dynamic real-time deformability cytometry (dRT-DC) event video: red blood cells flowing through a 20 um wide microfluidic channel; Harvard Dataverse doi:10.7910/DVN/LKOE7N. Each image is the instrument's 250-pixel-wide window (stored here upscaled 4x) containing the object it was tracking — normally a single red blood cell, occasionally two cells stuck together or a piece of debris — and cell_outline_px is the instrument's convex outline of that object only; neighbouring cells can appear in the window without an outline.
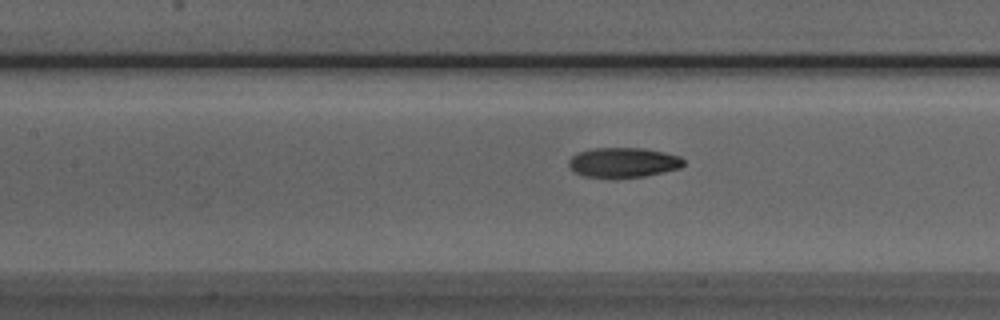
{"species": "Egyptian fruit bat (a non-hibernating species)", "species_latin": "Rousettus aegyptiacus", "temperature_condition": "room temperature", "stored_images_in_passage": 51, "camera_frame_rate_fps": 3000, "um_per_image_px": 0.085, "animal": {"sex": "male"}, "frame": {"image": 1, "passage_image": 22, "time_ms": 7.0, "image_size_px": [1000, 320], "cell_outline_px": [[684, 164], [680, 168], [644, 176], [584, 176], [576, 172], [568, 164], [568, 160], [576, 152], [592, 148], [644, 148], [664, 152], [680, 156], [684, 160]], "centroid_in_image_um": [52.99, 13.77], "position_along_channel_um": 154.4, "area_um2": 19.59}}
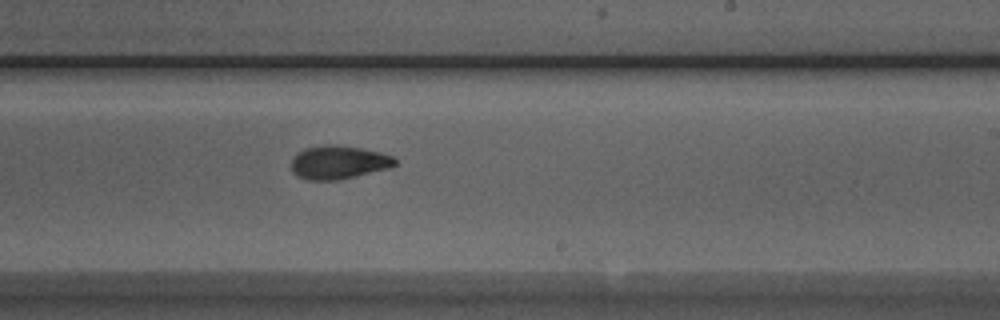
{"frame": {"image": 2, "passage_image": 30, "time_ms": 9.667, "image_size_px": [1000, 320], "cell_outline_px": [[396, 164], [392, 168], [340, 180], [308, 180], [296, 176], [292, 172], [292, 160], [296, 152], [304, 148], [324, 144], [336, 144], [360, 148], [380, 152], [392, 156], [396, 160]], "centroid_in_image_um": [28.77, 13.8], "position_along_channel_um": 260.2, "area_um2": 20.58}}
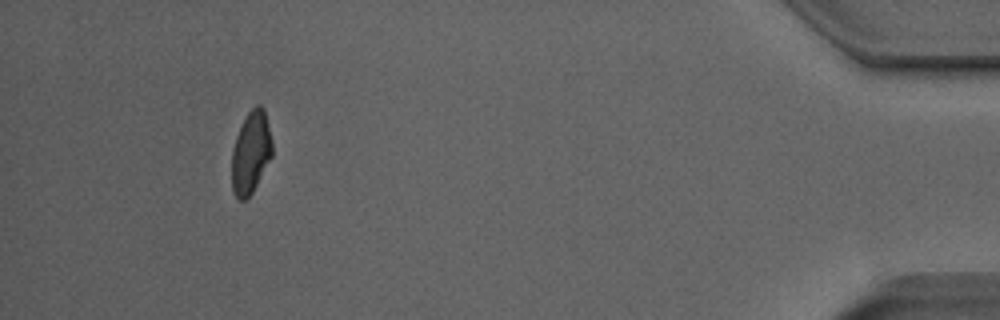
{"frame": {"image": 3, "passage_image": 47, "time_ms": 15.333, "image_size_px": [1000, 320], "cell_outline_px": [[272, 156], [252, 192], [244, 200], [240, 200], [236, 196], [232, 188], [232, 148], [236, 136], [248, 112], [256, 104], [260, 104], [264, 108], [272, 140]], "centroid_in_image_um": [21.33, 12.93], "position_along_channel_um": 413.9, "area_um2": 19.19}, "authors_computed_cell_mechanics": {"area_um2": 19.8254, "velocity_mm_per_s": 3.9813, "shape_relaxation_time_tau1_ms": 3.9871, "shape_relaxation_time_tau2_ms": 2.6153, "deformation_change_tau1": 0.1578, "deformation_change_tau2": 0.0806}}